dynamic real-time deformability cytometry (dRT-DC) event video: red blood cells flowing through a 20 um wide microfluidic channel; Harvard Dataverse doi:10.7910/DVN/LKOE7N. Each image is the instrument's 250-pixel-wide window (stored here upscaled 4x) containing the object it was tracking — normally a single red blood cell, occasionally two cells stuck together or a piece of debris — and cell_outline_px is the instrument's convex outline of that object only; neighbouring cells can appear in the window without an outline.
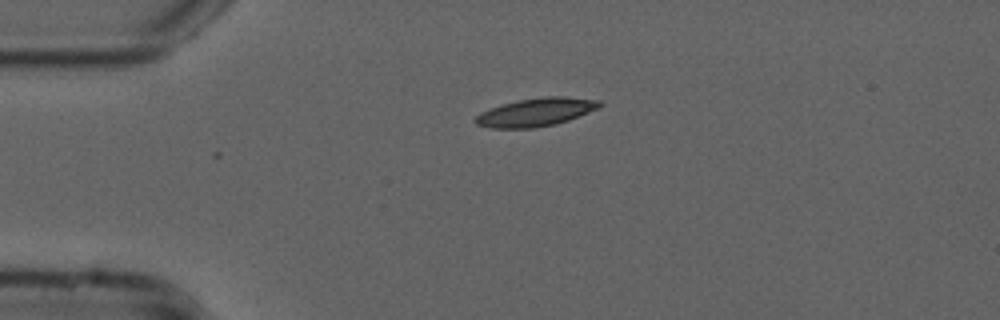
{"species": "common noctule bat (a hibernating species)", "species_latin": "Nyctalus noctula", "temperature_condition": "cold", "stored_images_in_passage": 2, "camera_frame_rate_fps": 3000, "um_per_image_px": 0.085, "animal": {"sex": "male", "forearm_length_mm": 52.5}, "frame": {"image": 1, "passage_image": 2, "time_ms": 0.333, "image_size_px": [1000, 320], "cell_outline_px": [[604, 104], [600, 108], [568, 120], [556, 124], [536, 128], [488, 128], [476, 124], [472, 120], [480, 112], [516, 100], [544, 96], [564, 96], [600, 100]], "centroid_in_image_um": [45.57, 9.53], "position_along_channel_um": 39.4, "area_um2": 20.63}}